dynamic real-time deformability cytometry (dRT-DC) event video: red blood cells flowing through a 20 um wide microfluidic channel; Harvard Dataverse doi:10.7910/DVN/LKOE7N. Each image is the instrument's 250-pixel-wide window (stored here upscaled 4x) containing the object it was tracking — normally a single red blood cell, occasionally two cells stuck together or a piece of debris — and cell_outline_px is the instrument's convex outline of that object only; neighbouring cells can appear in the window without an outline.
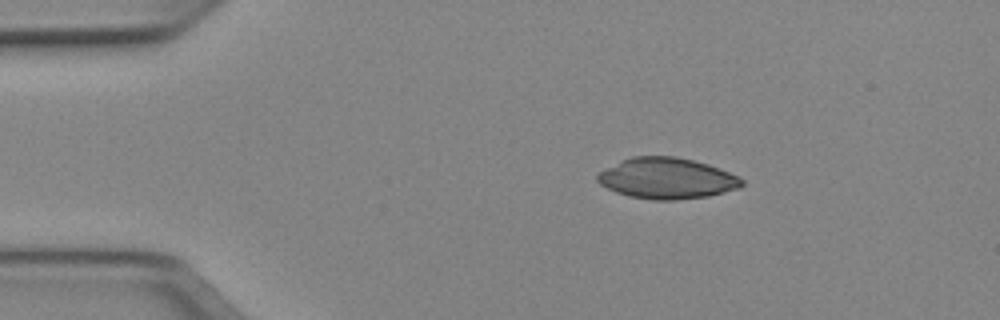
{"species": "Egyptian fruit bat (a non-hibernating species)", "species_latin": "Rousettus aegyptiacus", "temperature_condition": "cold", "stored_images_in_passage": 43, "camera_frame_rate_fps": 3000, "um_per_image_px": 0.085, "animal": {"sex": "female"}, "frame": {"image": 1, "passage_image": 1, "time_ms": 0.0, "image_size_px": [1000, 320], "cell_outline_px": [[744, 184], [740, 188], [708, 196], [676, 200], [652, 200], [628, 196], [616, 192], [600, 184], [596, 180], [596, 172], [632, 156], [676, 156], [708, 164], [720, 168], [740, 176], [744, 180]], "centroid_in_image_um": [56.69, 15.16], "position_along_channel_um": 28.3, "area_um2": 34.74}}
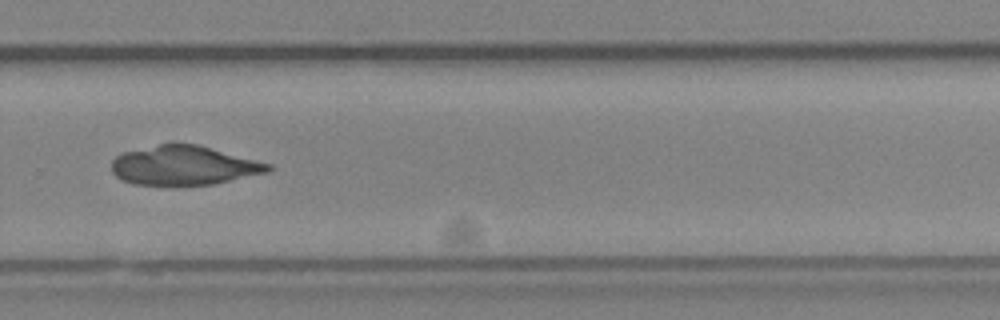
{"frame": {"image": 2, "passage_image": 27, "time_ms": 8.667, "image_size_px": [1000, 320], "cell_outline_px": [[272, 168], [268, 172], [212, 184], [172, 188], [132, 184], [116, 176], [112, 172], [112, 160], [116, 156], [124, 152], [172, 140], [196, 144], [272, 164]], "centroid_in_image_um": [15.58, 14.08], "position_along_channel_um": 314.2, "area_um2": 36.99}}
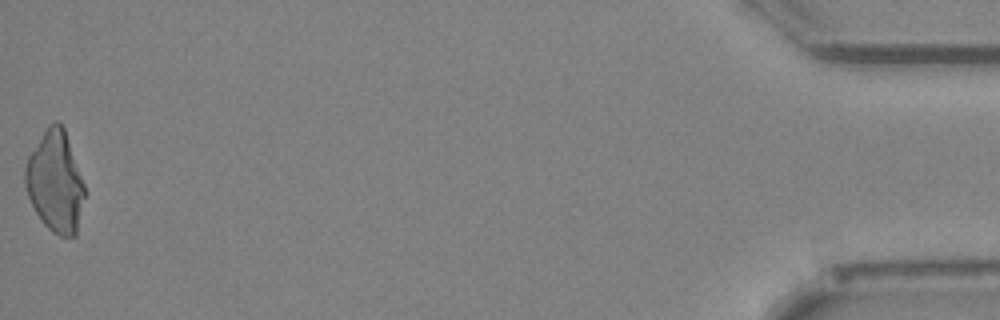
{"frame": {"image": 3, "passage_image": 43, "time_ms": 14.0, "image_size_px": [1000, 320], "cell_outline_px": [[84, 196], [76, 236], [60, 236], [52, 232], [40, 220], [28, 196], [24, 184], [24, 168], [28, 156], [48, 124], [56, 120], [64, 128], [84, 184]], "centroid_in_image_um": [4.67, 15.45], "position_along_channel_um": 430.5, "area_um2": 34.74}}